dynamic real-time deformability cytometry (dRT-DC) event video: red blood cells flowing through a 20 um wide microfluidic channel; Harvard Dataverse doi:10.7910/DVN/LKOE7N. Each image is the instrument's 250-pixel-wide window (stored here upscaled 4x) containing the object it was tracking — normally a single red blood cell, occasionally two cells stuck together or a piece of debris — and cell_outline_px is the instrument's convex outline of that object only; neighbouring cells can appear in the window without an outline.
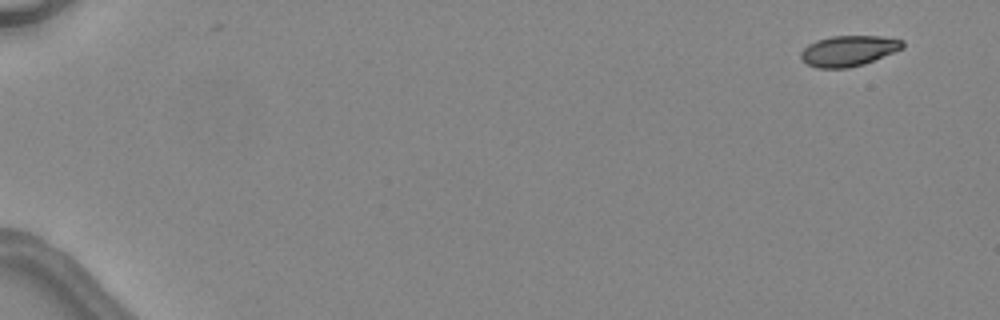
{"species": "common noctule bat (a hibernating species)", "species_latin": "Nyctalus noctula", "temperature_condition": "warm", "stored_images_in_passage": 4, "camera_frame_rate_fps": 3000, "um_per_image_px": 0.085, "animal": {"sex": "female", "body_mass_g": 24.6, "forearm_length_mm": 56.2}, "frame": {"image": 1, "passage_image": 1, "time_ms": 0.0, "image_size_px": [1000, 320], "cell_outline_px": [[904, 48], [864, 64], [848, 68], [816, 68], [800, 60], [800, 52], [808, 44], [816, 40], [832, 36], [880, 36], [904, 40]], "centroid_in_image_um": [72.11, 4.32], "position_along_channel_um": 12.9, "area_um2": 18.26}}
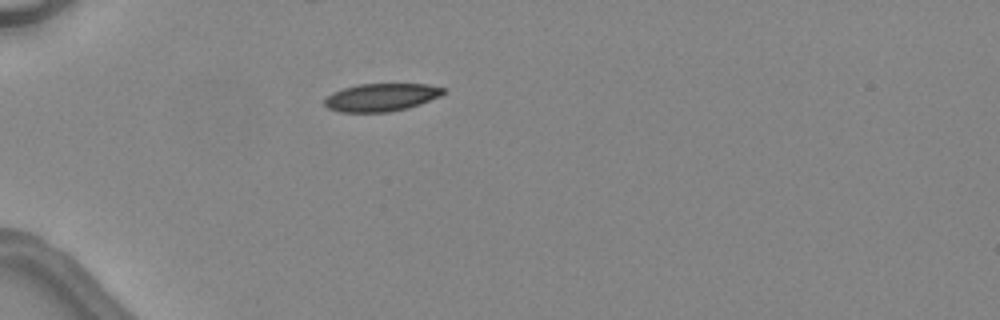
{"frame": {"image": 2, "passage_image": 4, "time_ms": 4.333, "image_size_px": [1000, 320], "cell_outline_px": [[448, 92], [440, 96], [420, 104], [408, 108], [388, 112], [340, 112], [328, 108], [324, 104], [324, 100], [332, 92], [344, 88], [360, 84], [428, 84], [444, 88]], "centroid_in_image_um": [32.43, 8.27], "position_along_channel_um": 52.6, "area_um2": 19.31}}